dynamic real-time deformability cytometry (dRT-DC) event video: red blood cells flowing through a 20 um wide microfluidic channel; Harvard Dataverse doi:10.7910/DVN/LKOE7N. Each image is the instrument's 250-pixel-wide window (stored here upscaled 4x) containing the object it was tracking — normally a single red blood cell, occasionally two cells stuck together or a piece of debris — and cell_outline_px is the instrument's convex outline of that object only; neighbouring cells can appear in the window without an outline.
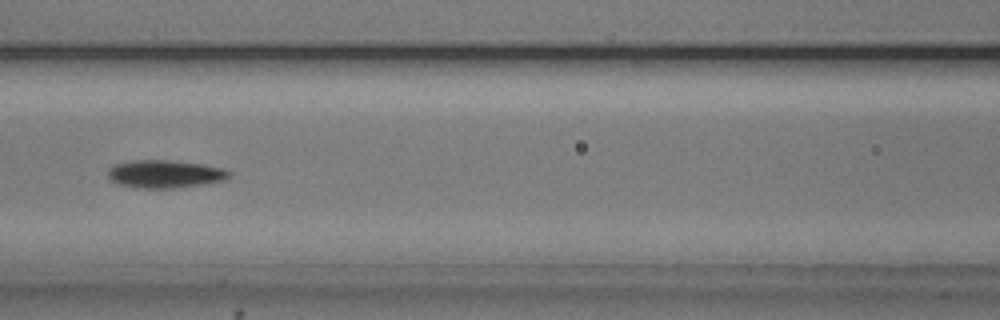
{"species": "common noctule bat (a hibernating species)", "species_latin": "Nyctalus noctula", "temperature_condition": "cold", "stored_images_in_passage": 43, "camera_frame_rate_fps": 3000, "um_per_image_px": 0.085, "animal": {"sex": "male", "body_mass_g": 20.5, "forearm_length_mm": 52.5}, "frame": {"image": 1, "passage_image": 13, "time_ms": 4.0, "image_size_px": [1000, 320], "cell_outline_px": [[232, 172], [224, 180], [204, 184], [172, 188], [136, 188], [120, 184], [112, 180], [108, 176], [108, 168], [112, 164], [132, 160], [168, 160], [204, 164], [224, 168]], "centroid_in_image_um": [14.01, 14.78], "position_along_channel_um": 152.6, "area_um2": 19.77}, "authors_computed_cell_mechanics": {"area_um2": 18.3804, "velocity_mm_per_s": 3.7304, "shape_relaxation_time_tau1_ms": 2.6541, "shape_relaxation_time_tau2_ms": 7.1094, "deformation_change_tau1": 0.1256, "deformation_change_tau2": 0.1294}}